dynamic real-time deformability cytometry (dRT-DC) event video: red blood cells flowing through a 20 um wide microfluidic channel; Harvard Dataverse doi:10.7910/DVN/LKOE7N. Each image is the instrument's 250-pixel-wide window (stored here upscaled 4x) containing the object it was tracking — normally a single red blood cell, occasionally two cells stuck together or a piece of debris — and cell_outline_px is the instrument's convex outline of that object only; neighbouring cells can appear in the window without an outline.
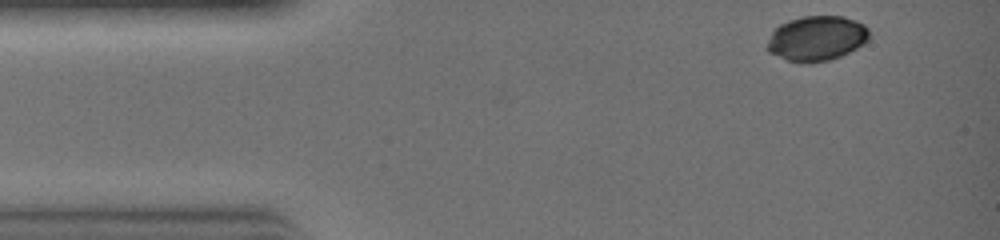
{"species": "common noctule bat (a hibernating species)", "species_latin": "Nyctalus noctula", "temperature_condition": "warm", "stored_images_in_passage": 25, "camera_frame_rate_fps": 3000, "um_per_image_px": 0.085, "animal": {"sex": "female", "body_mass_g": 19.0, "forearm_length_mm": 51.5}, "frame": {"image": 1, "passage_image": 1, "time_ms": 0.0, "image_size_px": [1000, 240], "cell_outline_px": [[868, 40], [856, 48], [840, 56], [828, 60], [788, 60], [768, 52], [768, 40], [772, 32], [780, 24], [788, 20], [800, 16], [844, 16], [856, 20], [864, 24], [868, 28]], "centroid_in_image_um": [69.43, 3.21], "position_along_channel_um": 15.6, "area_um2": 26.13}}
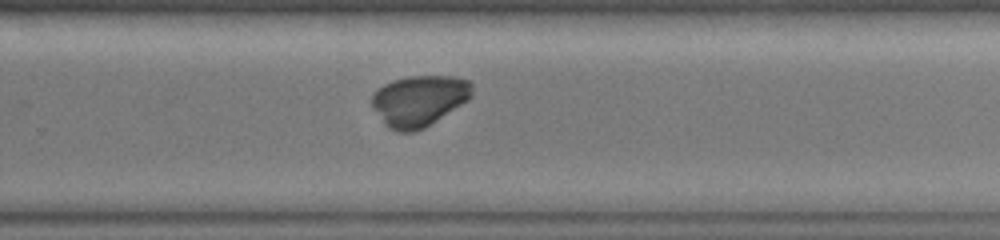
{"frame": {"image": 2, "passage_image": 18, "time_ms": 5.667, "image_size_px": [1000, 240], "cell_outline_px": [[472, 96], [468, 100], [424, 128], [412, 132], [400, 132], [392, 128], [384, 120], [372, 104], [372, 96], [384, 84], [392, 80], [408, 76], [452, 76], [472, 80]], "centroid_in_image_um": [35.69, 8.52], "position_along_channel_um": 294.1, "area_um2": 29.19}}
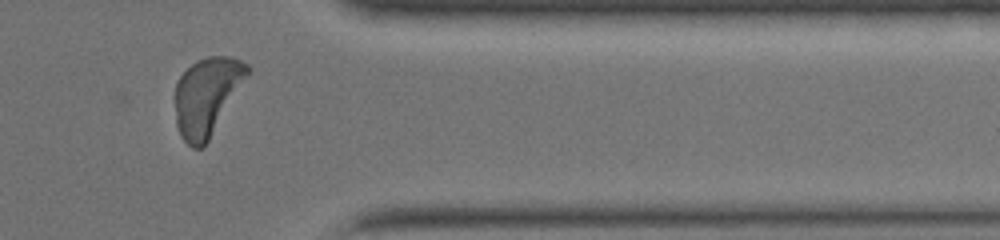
{"frame": {"image": 3, "passage_image": 23, "time_ms": 7.333, "image_size_px": [1000, 240], "cell_outline_px": [[252, 68], [208, 140], [200, 148], [192, 148], [180, 136], [176, 124], [176, 84], [180, 76], [196, 60], [208, 56], [228, 56], [240, 60], [248, 64]], "centroid_in_image_um": [17.58, 8.15], "position_along_channel_um": 393.8, "area_um2": 32.19}}